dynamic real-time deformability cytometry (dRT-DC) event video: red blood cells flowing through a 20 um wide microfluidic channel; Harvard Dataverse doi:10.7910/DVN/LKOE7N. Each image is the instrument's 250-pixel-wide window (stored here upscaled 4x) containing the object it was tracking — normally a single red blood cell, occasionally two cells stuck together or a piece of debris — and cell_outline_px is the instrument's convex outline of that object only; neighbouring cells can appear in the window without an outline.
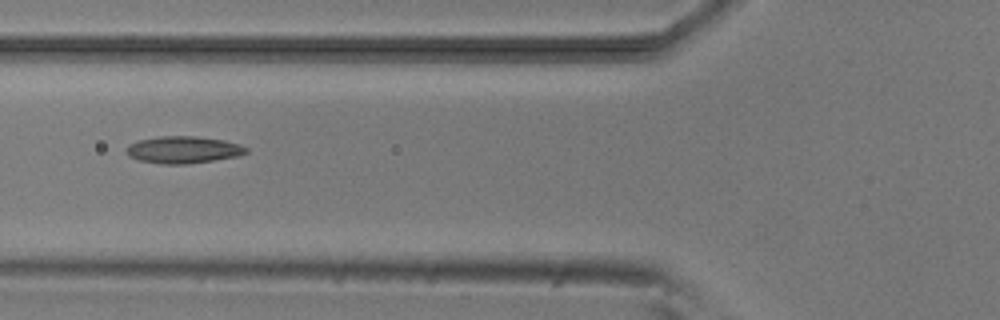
{"species": "common noctule bat (a hibernating species)", "species_latin": "Nyctalus noctula", "temperature_condition": "room temperature", "stored_images_in_passage": 9, "camera_frame_rate_fps": 3000, "um_per_image_px": 0.085, "animal": {"sex": "male", "body_mass_g": 20.5, "forearm_length_mm": 52.5}, "frame": {"image": 1, "passage_image": 6, "time_ms": 6.0, "image_size_px": [1000, 320], "cell_outline_px": [[248, 152], [236, 156], [212, 160], [184, 164], [160, 164], [140, 160], [128, 156], [124, 152], [128, 144], [140, 140], [160, 136], [196, 136], [224, 140], [240, 144], [248, 148]], "centroid_in_image_um": [15.55, 12.72], "position_along_channel_um": 110.3, "area_um2": 18.84}}
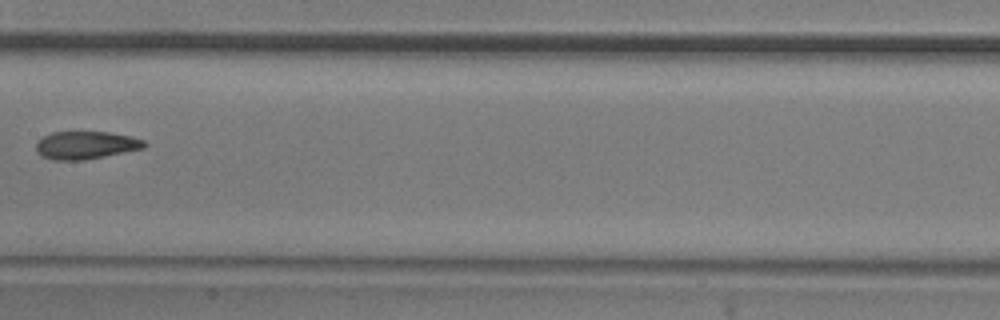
{"frame": {"image": 2, "passage_image": 8, "time_ms": 8.333, "image_size_px": [1000, 320], "cell_outline_px": [[148, 144], [144, 148], [84, 160], [56, 160], [40, 156], [36, 152], [36, 144], [44, 136], [52, 132], [108, 132], [132, 136], [144, 140]], "centroid_in_image_um": [7.3, 12.34], "position_along_channel_um": 200.1, "area_um2": 17.51}}
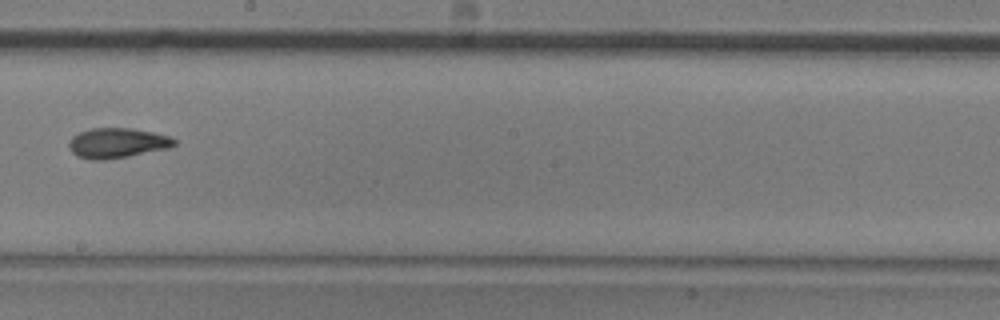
{"frame": {"image": 3, "passage_image": 9, "time_ms": 9.333, "image_size_px": [1000, 320], "cell_outline_px": [[176, 144], [168, 148], [128, 156], [104, 160], [92, 160], [76, 156], [72, 152], [68, 144], [72, 136], [80, 132], [92, 128], [132, 128], [152, 132], [168, 136], [176, 140]], "centroid_in_image_um": [9.93, 12.15], "position_along_channel_um": 238.3, "area_um2": 18.32}}